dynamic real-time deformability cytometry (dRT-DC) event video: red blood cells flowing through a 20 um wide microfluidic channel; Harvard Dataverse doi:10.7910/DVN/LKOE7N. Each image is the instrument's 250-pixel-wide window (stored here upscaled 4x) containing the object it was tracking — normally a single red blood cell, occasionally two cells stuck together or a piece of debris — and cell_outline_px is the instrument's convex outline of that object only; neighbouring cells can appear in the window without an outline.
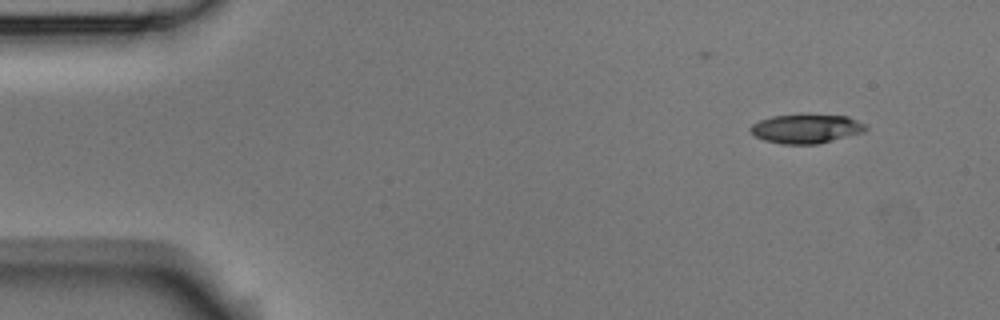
{"species": "Egyptian fruit bat (a non-hibernating species)", "species_latin": "Rousettus aegyptiacus", "temperature_condition": "room temperature", "stored_images_in_passage": 4, "segment_of_instrument_passage": [1, 2], "camera_frame_rate_fps": 3000, "um_per_image_px": 0.085, "animal": {"sex": "male"}, "frame": {"image": 1, "passage_image": 1, "time_ms": 0.0, "image_size_px": [1000, 320], "cell_outline_px": [[868, 128], [864, 132], [820, 144], [780, 144], [764, 140], [756, 136], [748, 128], [752, 124], [760, 120], [772, 116], [804, 112], [848, 116], [864, 124]], "centroid_in_image_um": [68.53, 10.91], "position_along_channel_um": 16.5, "area_um2": 20.23}}